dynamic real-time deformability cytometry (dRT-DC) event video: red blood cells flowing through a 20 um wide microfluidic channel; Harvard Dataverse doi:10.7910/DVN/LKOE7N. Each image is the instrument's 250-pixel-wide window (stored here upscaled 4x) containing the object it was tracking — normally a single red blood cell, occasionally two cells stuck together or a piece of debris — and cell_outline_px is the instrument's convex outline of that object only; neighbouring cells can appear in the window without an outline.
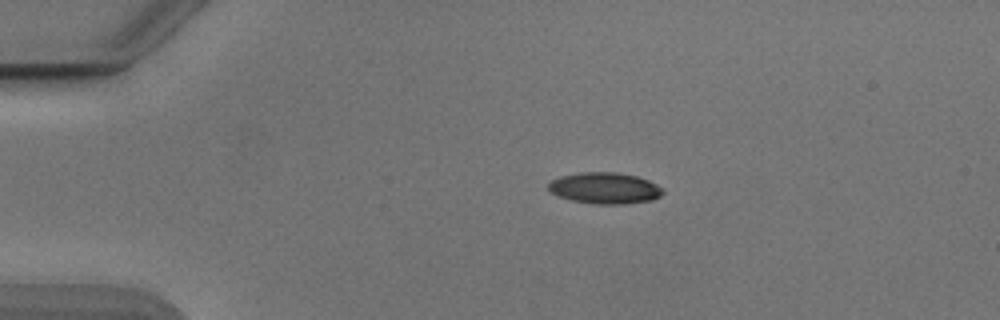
{"species": "Egyptian fruit bat (a non-hibernating species)", "species_latin": "Rousettus aegyptiacus", "temperature_condition": "cold", "stored_images_in_passage": 43, "camera_frame_rate_fps": 3000, "um_per_image_px": 0.085, "animal": {"sex": "male"}, "frame": {"image": 1, "passage_image": 1, "time_ms": 0.0, "image_size_px": [1000, 320], "cell_outline_px": [[664, 192], [660, 196], [652, 200], [624, 204], [596, 204], [572, 200], [560, 196], [552, 192], [548, 188], [548, 184], [552, 180], [560, 176], [580, 172], [616, 172], [636, 176], [648, 180], [664, 188]], "centroid_in_image_um": [51.44, 15.98], "position_along_channel_um": 33.6, "area_um2": 20.81}}
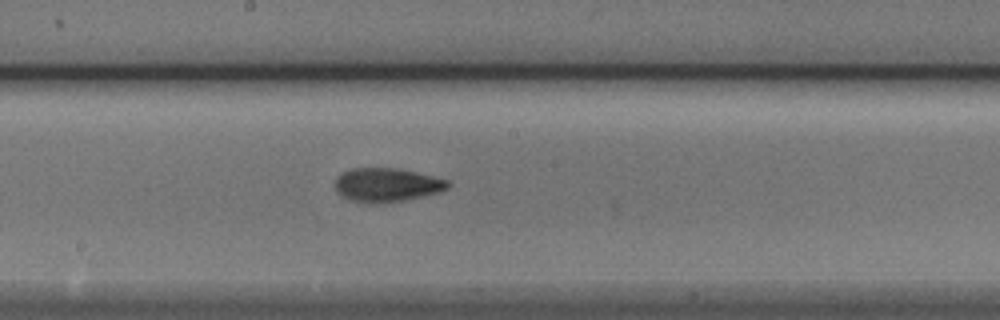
{"frame": {"image": 2, "passage_image": 19, "time_ms": 6.0, "image_size_px": [1000, 320], "cell_outline_px": [[448, 188], [440, 192], [404, 200], [384, 204], [376, 204], [352, 200], [336, 192], [336, 176], [352, 168], [400, 168], [448, 180]], "centroid_in_image_um": [32.88, 15.72], "position_along_channel_um": 215.3, "area_um2": 22.14}}
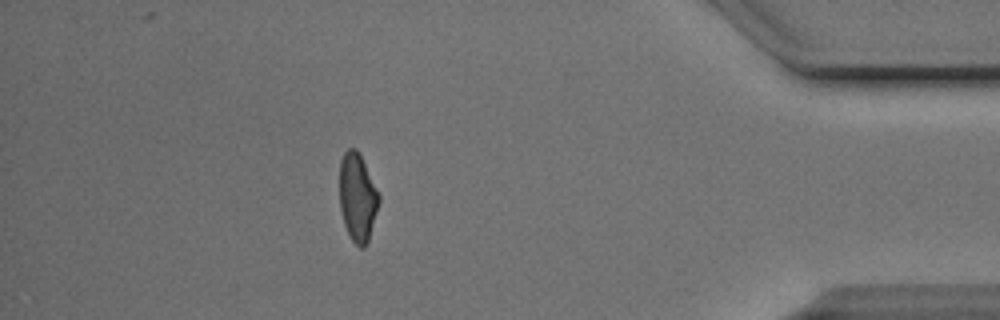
{"frame": {"image": 3, "passage_image": 37, "time_ms": 12.0, "image_size_px": [1000, 320], "cell_outline_px": [[380, 200], [368, 240], [364, 248], [360, 248], [352, 240], [344, 224], [340, 208], [340, 160], [344, 152], [348, 148], [356, 148], [380, 196]], "centroid_in_image_um": [30.37, 16.78], "position_along_channel_um": 404.8, "area_um2": 19.83}, "authors_computed_cell_mechanics": {"area_um2": 21.4438, "velocity_mm_per_s": 3.8819, "shape_relaxation_time_tau1_ms": 4.0247, "shape_relaxation_time_tau2_ms": 2.6733, "deformation_change_tau1": 0.1524, "deformation_change_tau2": 0.0958}}